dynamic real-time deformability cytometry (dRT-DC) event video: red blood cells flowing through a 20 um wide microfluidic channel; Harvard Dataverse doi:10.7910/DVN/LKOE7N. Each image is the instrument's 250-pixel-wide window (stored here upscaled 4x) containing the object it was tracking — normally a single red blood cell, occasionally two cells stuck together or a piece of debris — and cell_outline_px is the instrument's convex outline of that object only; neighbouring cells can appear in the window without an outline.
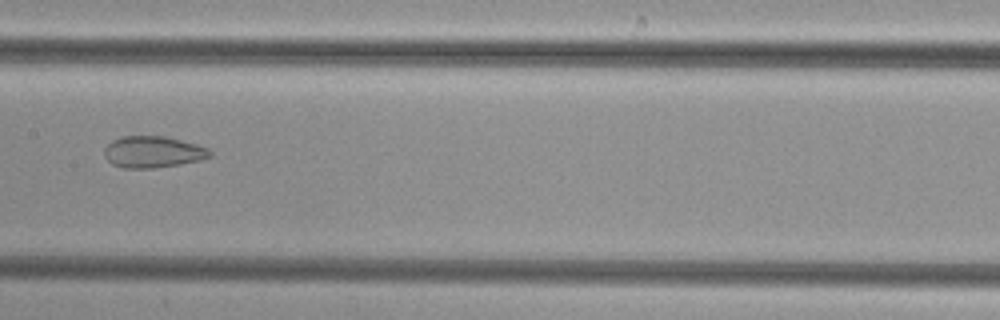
{"species": "common noctule bat (a hibernating species)", "species_latin": "Nyctalus noctula", "temperature_condition": "cold", "stored_images_in_passage": 51, "camera_frame_rate_fps": 3000, "um_per_image_px": 0.085, "animal": {"sex": "female", "body_mass_g": 29.2, "forearm_length_mm": 56.3}, "frame": {"image": 1, "passage_image": 26, "time_ms": 8.333, "image_size_px": [1000, 320], "cell_outline_px": [[212, 156], [200, 160], [180, 164], [152, 168], [124, 168], [112, 164], [104, 156], [104, 148], [112, 140], [120, 136], [164, 136], [196, 144], [208, 148], [212, 152]], "centroid_in_image_um": [12.99, 12.91], "position_along_channel_um": 194.4, "area_um2": 19.42}}
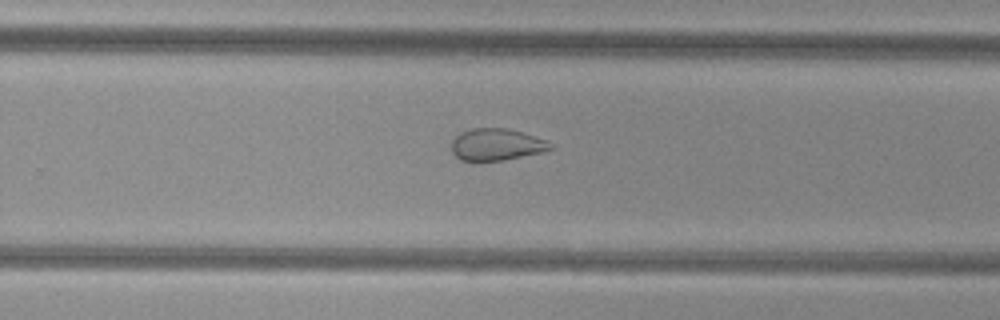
{"frame": {"image": 2, "passage_image": 33, "time_ms": 10.667, "image_size_px": [1000, 320], "cell_outline_px": [[556, 148], [544, 152], [504, 160], [476, 164], [472, 164], [460, 160], [452, 152], [452, 140], [460, 132], [472, 128], [504, 128], [520, 132], [548, 140], [556, 144]], "centroid_in_image_um": [42.21, 12.34], "position_along_channel_um": 287.6, "area_um2": 19.19}}
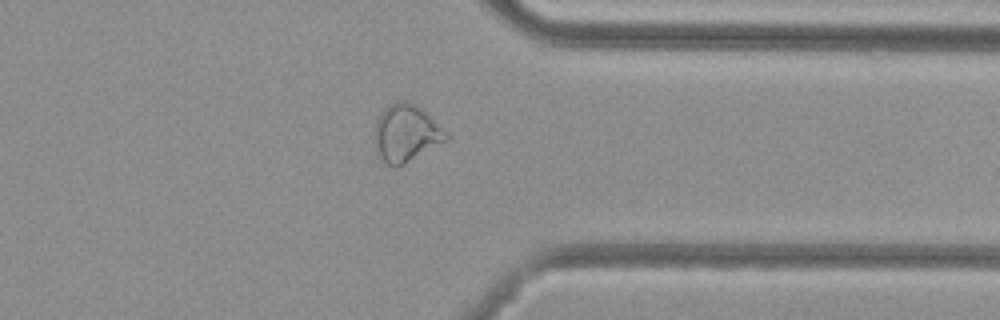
{"frame": {"image": 3, "passage_image": 40, "time_ms": 13.0, "image_size_px": [1000, 320], "cell_outline_px": [[448, 140], [404, 164], [396, 168], [392, 168], [380, 164], [376, 156], [372, 136], [376, 120], [380, 112], [388, 104], [400, 100], [404, 100], [420, 108], [448, 132]], "centroid_in_image_um": [34.42, 11.39], "position_along_channel_um": 377.0, "area_um2": 24.68}}